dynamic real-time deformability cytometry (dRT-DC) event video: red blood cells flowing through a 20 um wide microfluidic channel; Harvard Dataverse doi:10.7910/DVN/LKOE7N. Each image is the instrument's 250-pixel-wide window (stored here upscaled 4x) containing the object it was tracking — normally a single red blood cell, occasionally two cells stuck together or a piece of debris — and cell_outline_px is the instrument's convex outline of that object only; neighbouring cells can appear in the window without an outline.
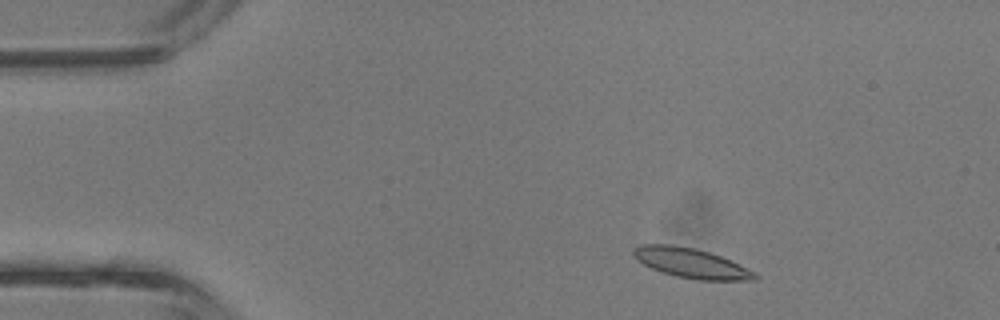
{"species": "common noctule bat (a hibernating species)", "species_latin": "Nyctalus noctula", "temperature_condition": "room temperature", "stored_images_in_passage": 40, "camera_frame_rate_fps": 3000, "um_per_image_px": 0.085, "animal": {"sex": "male", "body_mass_g": 13.3}, "frame": {"image": 1, "passage_image": 4, "time_ms": 1.0, "image_size_px": [1000, 320], "cell_outline_px": [[760, 276], [752, 280], [696, 280], [676, 276], [652, 268], [636, 260], [632, 256], [632, 252], [640, 244], [672, 244], [696, 248], [720, 256], [756, 272]], "centroid_in_image_um": [58.73, 22.36], "position_along_channel_um": 26.3, "area_um2": 20.98}}
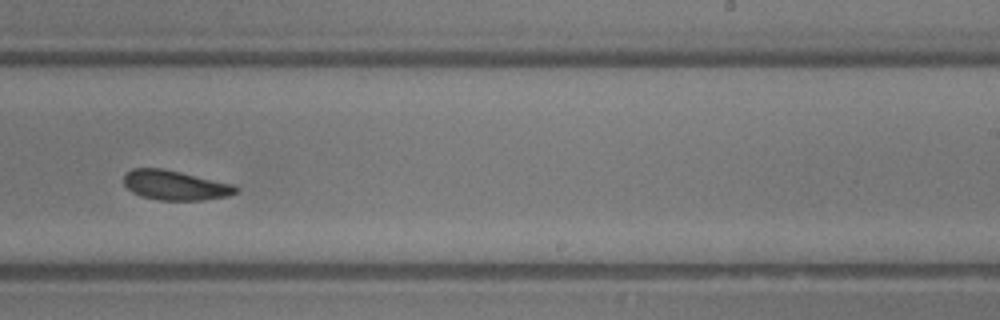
{"frame": {"image": 2, "passage_image": 24, "time_ms": 7.667, "image_size_px": [1000, 320], "cell_outline_px": [[240, 188], [236, 192], [228, 196], [204, 200], [160, 200], [140, 196], [132, 192], [124, 184], [124, 172], [132, 168], [160, 168], [180, 172], [236, 184]], "centroid_in_image_um": [14.9, 15.74], "position_along_channel_um": 274.1, "area_um2": 19.54}}
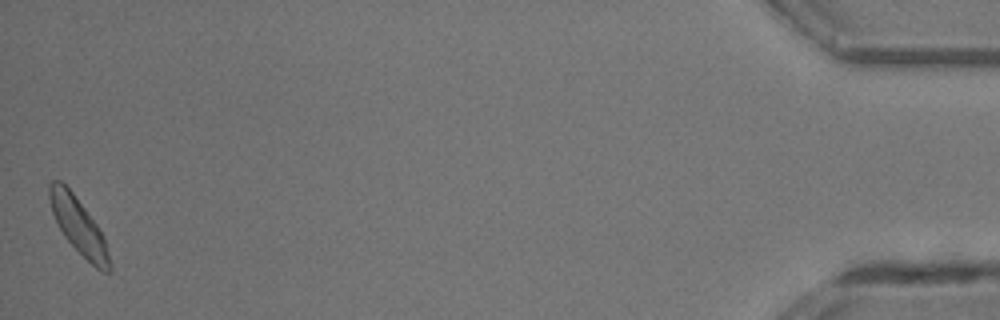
{"frame": {"image": 3, "passage_image": 40, "time_ms": 13.0, "image_size_px": [1000, 320], "cell_outline_px": [[112, 268], [108, 272], [100, 272], [64, 236], [52, 212], [48, 196], [48, 184], [52, 180], [60, 180], [72, 192], [96, 224], [104, 236], [112, 264]], "centroid_in_image_um": [6.69, 19.21], "position_along_channel_um": 428.5, "area_um2": 19.31}, "authors_computed_cell_mechanics": {"area_um2": 19.941, "velocity_mm_per_s": 4.7478, "shape_relaxation_time_tau1_ms": 1.9319, "shape_relaxation_time_tau2_ms": 2.1994, "deformation_change_tau1": 0.0929, "deformation_change_tau2": 0.088}}